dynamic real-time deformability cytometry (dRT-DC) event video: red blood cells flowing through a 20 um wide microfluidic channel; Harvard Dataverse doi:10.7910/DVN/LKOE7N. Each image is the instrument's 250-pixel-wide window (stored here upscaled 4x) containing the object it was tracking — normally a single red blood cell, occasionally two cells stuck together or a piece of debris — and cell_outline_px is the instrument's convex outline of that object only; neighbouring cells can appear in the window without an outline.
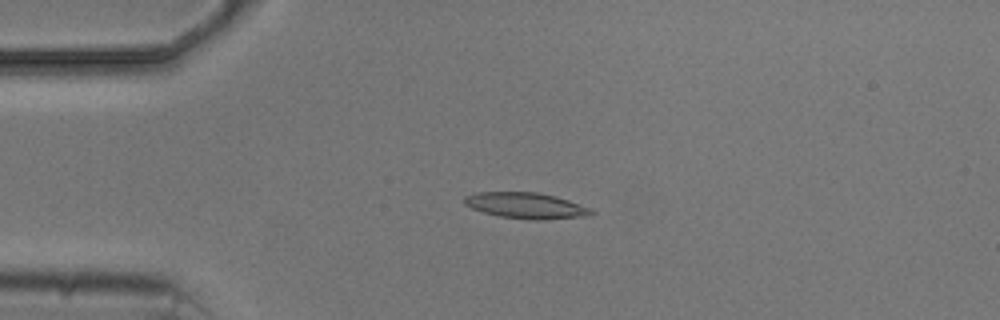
{"species": "common noctule bat (a hibernating species)", "species_latin": "Nyctalus noctula", "temperature_condition": "cold", "stored_images_in_passage": 6, "camera_frame_rate_fps": 3000, "um_per_image_px": 0.085, "animal": {"sex": "male", "body_mass_g": 20.5, "forearm_length_mm": 52.5}, "frame": {"image": 1, "passage_image": 4, "time_ms": 3.333, "image_size_px": [1000, 320], "cell_outline_px": [[596, 212], [584, 216], [544, 220], [528, 220], [500, 216], [484, 212], [472, 208], [464, 204], [464, 196], [476, 192], [540, 192], [556, 196], [592, 208]], "centroid_in_image_um": [44.72, 17.47], "position_along_channel_um": 40.3, "area_um2": 19.31}}
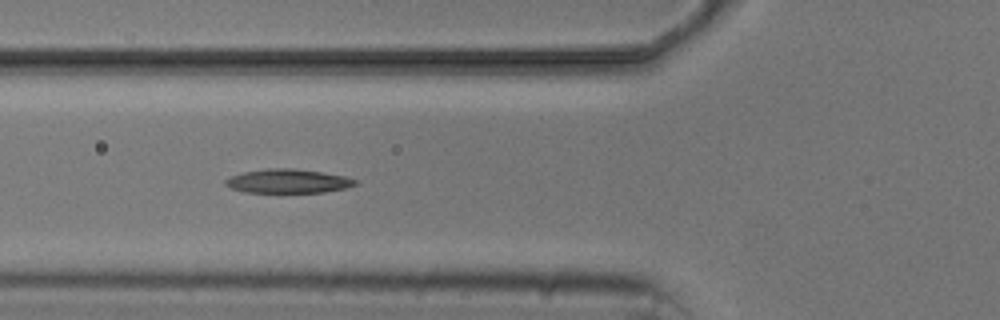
{"frame": {"image": 2, "passage_image": 6, "time_ms": 5.667, "image_size_px": [1000, 320], "cell_outline_px": [[360, 184], [348, 188], [324, 192], [244, 192], [232, 188], [224, 184], [224, 180], [232, 176], [244, 172], [264, 168], [292, 168], [320, 172], [344, 176], [360, 180]], "centroid_in_image_um": [24.54, 15.39], "position_along_channel_um": 101.3, "area_um2": 18.21}}